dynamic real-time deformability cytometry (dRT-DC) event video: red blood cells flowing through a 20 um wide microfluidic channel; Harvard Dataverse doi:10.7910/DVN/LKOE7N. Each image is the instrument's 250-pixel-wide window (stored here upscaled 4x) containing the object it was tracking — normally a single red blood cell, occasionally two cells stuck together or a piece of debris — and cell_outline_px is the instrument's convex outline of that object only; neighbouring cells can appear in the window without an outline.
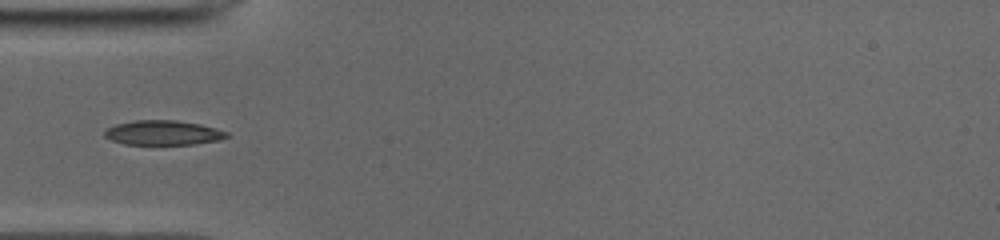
{"species": "common noctule bat (a hibernating species)", "species_latin": "Nyctalus noctula", "temperature_condition": "cold", "stored_images_in_passage": 36, "camera_frame_rate_fps": 3000, "um_per_image_px": 0.085, "animal": {"sex": "male", "body_mass_g": 19.0, "forearm_length_mm": 50.8}, "frame": {"image": 1, "passage_image": 1, "time_ms": 0.0, "image_size_px": [1000, 240], "cell_outline_px": [[228, 136], [220, 140], [192, 144], [124, 144], [112, 140], [104, 136], [104, 132], [108, 128], [116, 124], [136, 120], [176, 120], [200, 124], [228, 132]], "centroid_in_image_um": [13.86, 11.28], "position_along_channel_um": 71.1, "area_um2": 17.34}}
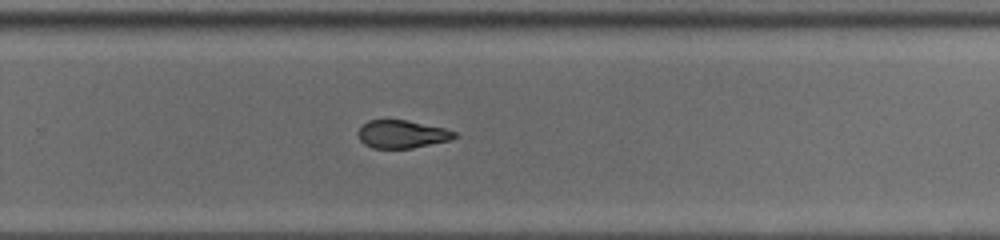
{"frame": {"image": 2, "passage_image": 18, "time_ms": 5.667, "image_size_px": [1000, 240], "cell_outline_px": [[460, 136], [452, 140], [412, 148], [372, 148], [364, 144], [360, 140], [356, 132], [368, 120], [404, 120], [444, 128], [456, 132]], "centroid_in_image_um": [34.19, 11.41], "position_along_channel_um": 295.6, "area_um2": 15.72}}
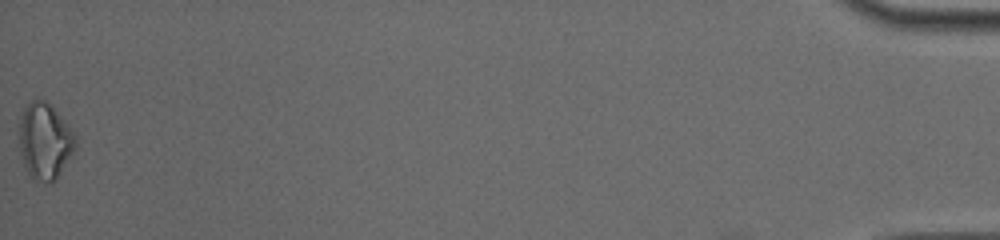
{"frame": {"image": 3, "passage_image": 36, "time_ms": 11.667, "image_size_px": [1000, 240], "cell_outline_px": [[76, 144], [72, 152], [60, 172], [52, 184], [48, 184], [36, 180], [28, 172], [24, 164], [20, 152], [20, 116], [24, 108], [32, 100], [44, 100], [52, 104], [68, 124], [76, 136]], "centroid_in_image_um": [3.81, 11.97], "position_along_channel_um": 431.4, "area_um2": 24.8}}